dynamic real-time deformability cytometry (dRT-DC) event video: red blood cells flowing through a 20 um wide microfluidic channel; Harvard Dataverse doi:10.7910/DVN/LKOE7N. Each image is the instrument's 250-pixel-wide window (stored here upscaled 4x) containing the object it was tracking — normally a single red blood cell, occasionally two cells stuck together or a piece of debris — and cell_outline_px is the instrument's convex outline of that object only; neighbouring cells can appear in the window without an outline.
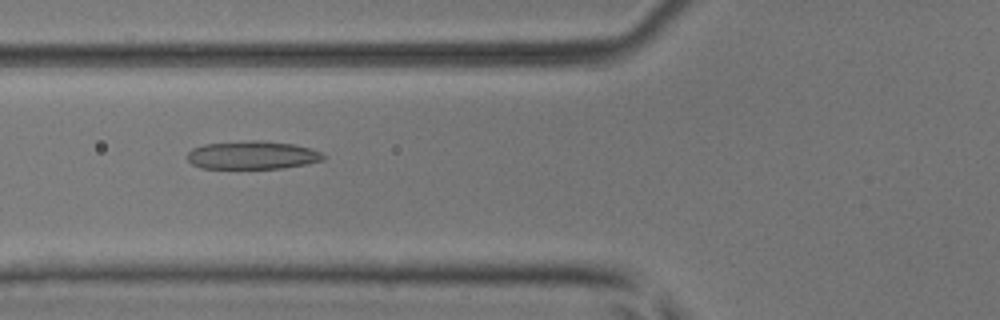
{"species": "common noctule bat (a hibernating species)", "species_latin": "Nyctalus noctula", "temperature_condition": "room temperature", "stored_images_in_passage": 51, "camera_frame_rate_fps": 3000, "um_per_image_px": 0.085, "animal": {"sex": "male", "body_mass_g": 17.9, "forearm_length_mm": 54.2}, "frame": {"image": 1, "passage_image": 20, "time_ms": 6.333, "image_size_px": [1000, 320], "cell_outline_px": [[324, 160], [304, 164], [280, 168], [200, 168], [192, 164], [184, 156], [192, 148], [204, 144], [252, 140], [256, 140], [292, 144], [312, 148], [320, 152], [324, 156]], "centroid_in_image_um": [21.4, 13.18], "position_along_channel_um": 104.4, "area_um2": 22.25}}
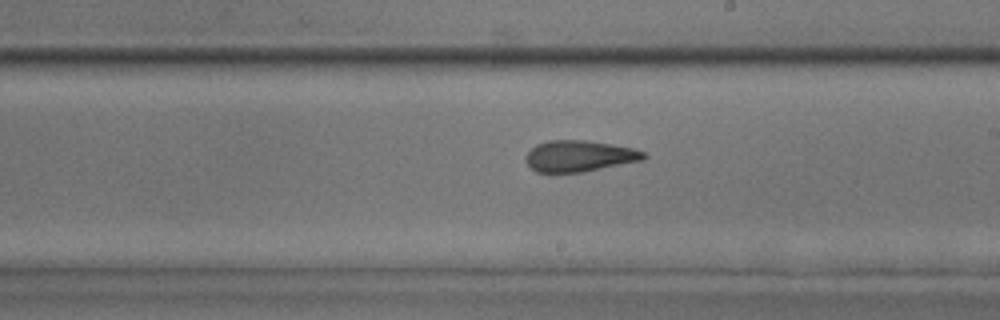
{"frame": {"image": 2, "passage_image": 30, "time_ms": 9.667, "image_size_px": [1000, 320], "cell_outline_px": [[648, 156], [644, 160], [580, 172], [536, 172], [524, 160], [524, 156], [536, 144], [548, 140], [584, 140], [632, 148], [644, 152]], "centroid_in_image_um": [49.21, 13.26], "position_along_channel_um": 239.8, "area_um2": 21.27}}
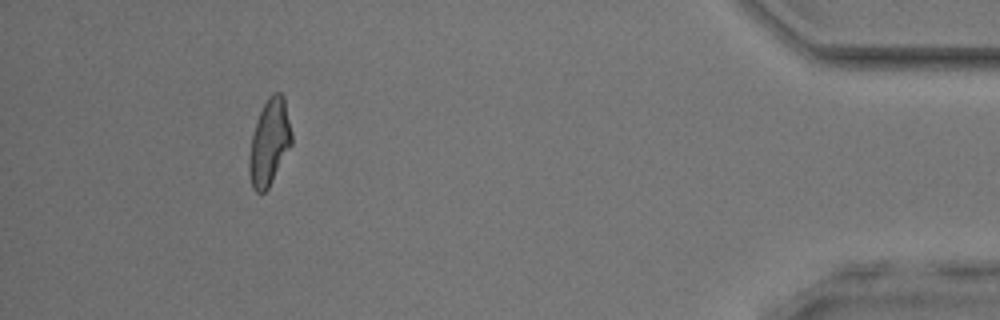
{"frame": {"image": 3, "passage_image": 47, "time_ms": 15.333, "image_size_px": [1000, 320], "cell_outline_px": [[292, 144], [268, 188], [264, 192], [256, 192], [252, 188], [248, 172], [248, 156], [252, 136], [256, 120], [268, 96], [272, 92], [280, 92], [284, 96], [292, 132]], "centroid_in_image_um": [22.89, 12.08], "position_along_channel_um": 412.3, "area_um2": 21.44}, "authors_computed_cell_mechanics": {"area_um2": 22.0218, "velocity_mm_per_s": 4.0766, "shape_relaxation_time_tau1_ms": null, "shape_relaxation_time_tau2_ms": 2.1444, "deformation_change_tau1": null, "deformation_change_tau2": 0.1199}}